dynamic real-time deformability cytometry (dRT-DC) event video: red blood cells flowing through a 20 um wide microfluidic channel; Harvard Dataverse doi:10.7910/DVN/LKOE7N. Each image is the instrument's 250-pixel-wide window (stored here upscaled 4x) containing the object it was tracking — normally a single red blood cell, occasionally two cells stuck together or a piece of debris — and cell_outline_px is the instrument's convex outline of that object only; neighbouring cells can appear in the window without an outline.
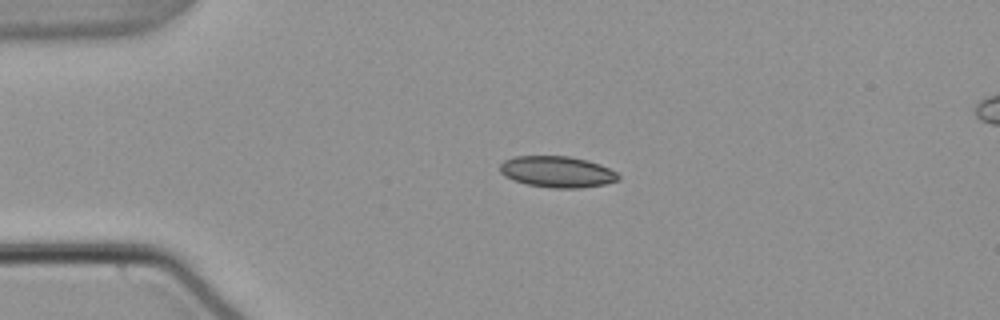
{"species": "common noctule bat (a hibernating species)", "species_latin": "Nyctalus noctula", "temperature_condition": "warm", "stored_images_in_passage": 43, "camera_frame_rate_fps": 3000, "um_per_image_px": 0.085, "animal": {"sex": "male", "body_mass_g": 21.5, "forearm_length_mm": 52.0}, "frame": {"image": 1, "passage_image": 1, "time_ms": 0.0, "image_size_px": [1000, 320], "cell_outline_px": [[620, 180], [604, 184], [580, 188], [552, 188], [528, 184], [504, 176], [500, 172], [500, 164], [504, 160], [512, 156], [568, 156], [588, 160], [600, 164], [616, 172], [620, 176]], "centroid_in_image_um": [47.37, 14.59], "position_along_channel_um": 37.6, "area_um2": 21.56}}
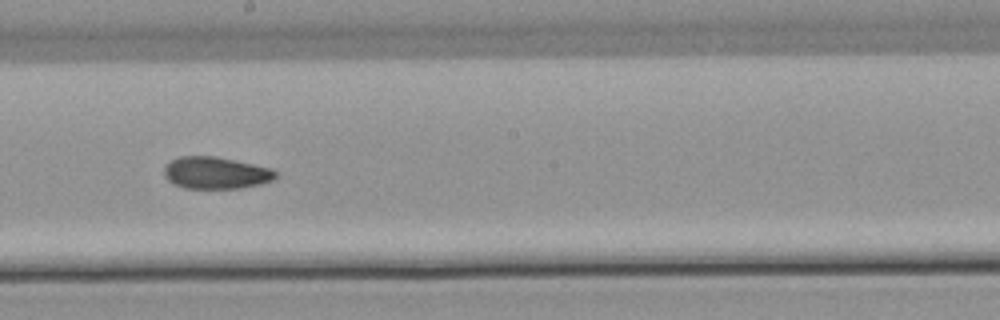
{"frame": {"image": 2, "passage_image": 19, "time_ms": 6.0, "image_size_px": [1000, 320], "cell_outline_px": [[280, 172], [272, 180], [260, 184], [240, 188], [184, 188], [168, 180], [164, 176], [164, 164], [180, 156], [216, 156], [272, 168]], "centroid_in_image_um": [18.35, 14.68], "position_along_channel_um": 229.8, "area_um2": 20.87}}
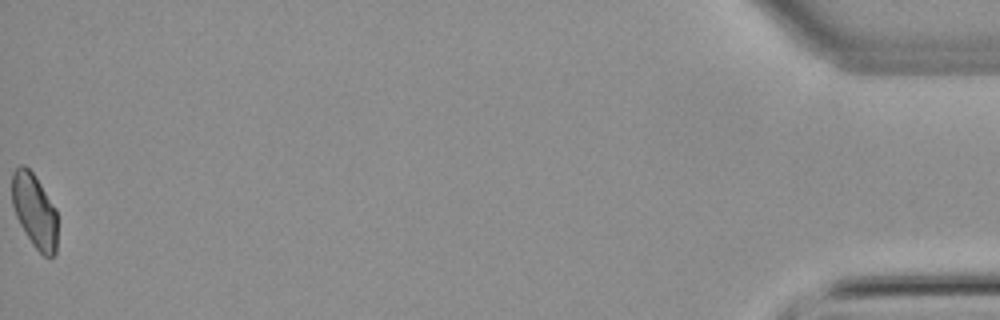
{"frame": {"image": 3, "passage_image": 43, "time_ms": 14.0, "image_size_px": [1000, 320], "cell_outline_px": [[56, 252], [48, 260], [32, 244], [20, 224], [16, 216], [12, 204], [12, 172], [20, 164], [24, 164], [36, 176], [56, 208]], "centroid_in_image_um": [2.93, 17.9], "position_along_channel_um": 432.3, "area_um2": 19.71}, "authors_computed_cell_mechanics": {"area_um2": 20.8658, "velocity_mm_per_s": 3.8028, "shape_relaxation_time_tau1_ms": null, "shape_relaxation_time_tau2_ms": 6.2109, "deformation_change_tau1": null, "deformation_change_tau2": 0.1093}}